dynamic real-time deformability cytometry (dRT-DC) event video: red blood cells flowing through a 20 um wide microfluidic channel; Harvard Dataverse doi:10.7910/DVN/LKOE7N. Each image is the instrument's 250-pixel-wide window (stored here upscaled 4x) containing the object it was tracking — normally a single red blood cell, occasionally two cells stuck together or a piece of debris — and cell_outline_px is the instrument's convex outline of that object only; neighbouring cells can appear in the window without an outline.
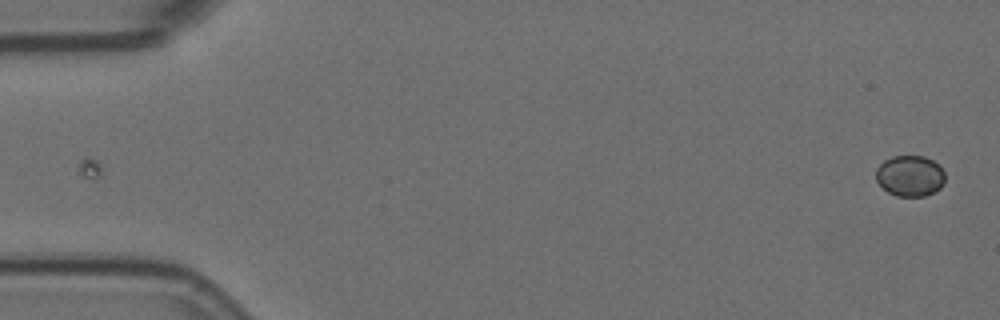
{"species": "Egyptian fruit bat (a non-hibernating species)", "species_latin": "Rousettus aegyptiacus", "temperature_condition": "room temperature", "stored_images_in_passage": 19, "camera_frame_rate_fps": 3000, "um_per_image_px": 0.085, "animal": {"sex": "female"}, "frame": {"image": 1, "passage_image": 1, "time_ms": 0.0, "image_size_px": [1000, 320], "cell_outline_px": [[944, 184], [940, 188], [924, 196], [896, 196], [888, 192], [876, 180], [876, 168], [884, 160], [892, 156], [924, 156], [932, 160], [944, 172]], "centroid_in_image_um": [77.33, 14.94], "position_along_channel_um": 7.7, "area_um2": 16.36}}
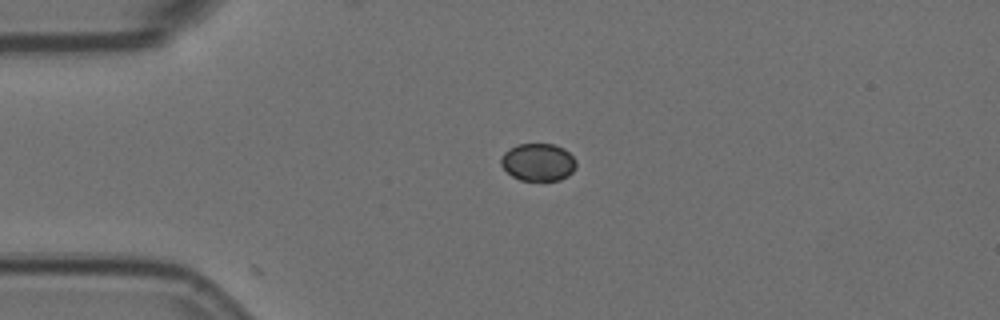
{"frame": {"image": 2, "passage_image": 13, "time_ms": 4.0, "image_size_px": [1000, 320], "cell_outline_px": [[576, 168], [568, 176], [560, 180], [520, 180], [512, 176], [500, 164], [500, 156], [508, 148], [520, 144], [552, 144], [564, 148], [576, 160]], "centroid_in_image_um": [45.73, 13.78], "position_along_channel_um": 39.3, "area_um2": 16.53}}
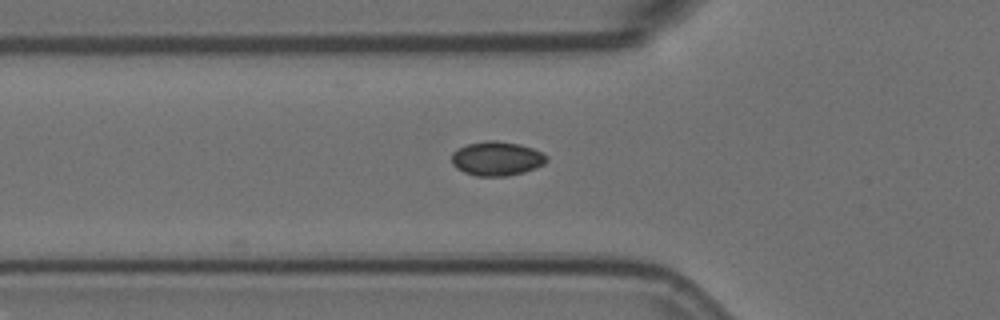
{"frame": {"image": 3, "passage_image": 19, "time_ms": 6.0, "image_size_px": [1000, 320], "cell_outline_px": [[548, 160], [544, 164], [536, 168], [524, 172], [508, 176], [476, 176], [464, 172], [456, 168], [452, 164], [452, 152], [456, 148], [468, 144], [488, 140], [496, 140], [520, 144], [532, 148], [548, 156]], "centroid_in_image_um": [42.22, 13.48], "position_along_channel_um": 83.6, "area_um2": 19.07}}